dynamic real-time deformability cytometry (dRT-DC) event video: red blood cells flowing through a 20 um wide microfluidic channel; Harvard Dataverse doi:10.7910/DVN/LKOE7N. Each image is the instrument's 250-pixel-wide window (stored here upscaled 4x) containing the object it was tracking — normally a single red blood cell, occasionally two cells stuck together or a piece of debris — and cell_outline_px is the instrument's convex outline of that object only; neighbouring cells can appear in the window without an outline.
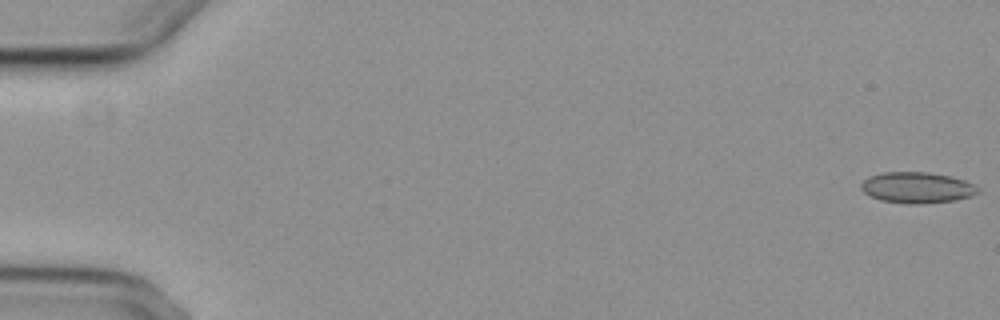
{"species": "common noctule bat (a hibernating species)", "species_latin": "Nyctalus noctula", "temperature_condition": "cold", "stored_images_in_passage": 7, "camera_frame_rate_fps": 3000, "um_per_image_px": 0.085, "animal": {"sex": "female", "body_mass_g": 29.2, "forearm_length_mm": 56.3}, "frame": {"image": 1, "passage_image": 1, "time_ms": 0.0, "image_size_px": [1000, 320], "cell_outline_px": [[980, 192], [956, 200], [920, 204], [908, 204], [880, 200], [864, 192], [860, 188], [860, 184], [868, 176], [884, 172], [928, 172], [952, 176], [964, 180], [972, 184]], "centroid_in_image_um": [77.91, 15.94], "position_along_channel_um": 7.1, "area_um2": 21.04}}
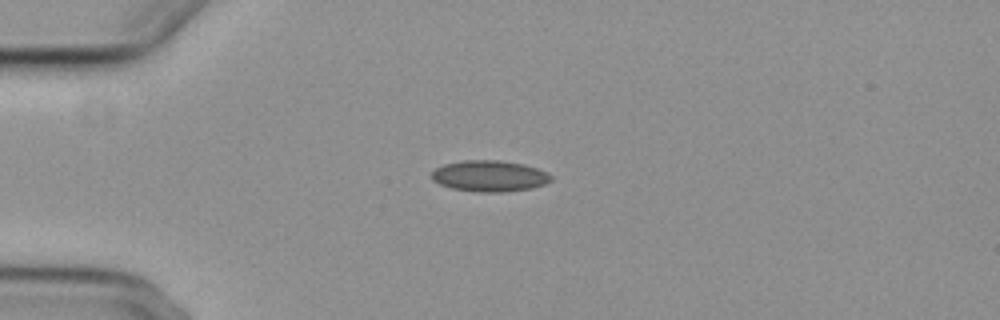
{"frame": {"image": 2, "passage_image": 5, "time_ms": 4.667, "image_size_px": [1000, 320], "cell_outline_px": [[552, 180], [544, 184], [532, 188], [504, 192], [476, 192], [452, 188], [440, 184], [432, 180], [432, 172], [436, 168], [444, 164], [464, 160], [500, 160], [524, 164], [548, 172], [552, 176]], "centroid_in_image_um": [41.62, 14.96], "position_along_channel_um": 43.4, "area_um2": 21.73}}
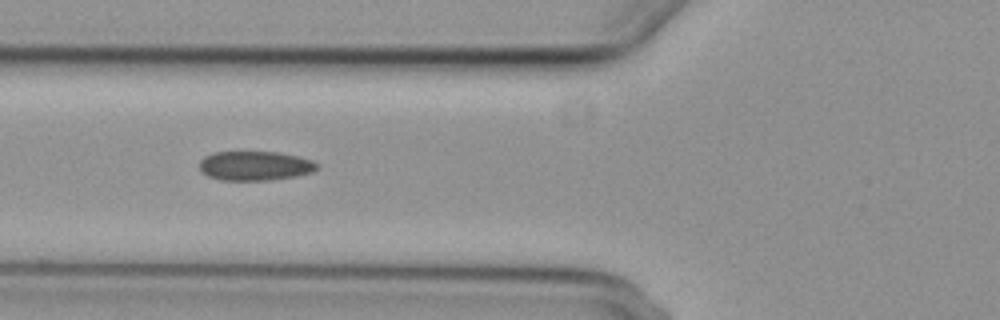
{"frame": {"image": 3, "passage_image": 7, "time_ms": 7.0, "image_size_px": [1000, 320], "cell_outline_px": [[320, 164], [312, 172], [296, 176], [268, 180], [220, 180], [208, 176], [200, 172], [200, 160], [204, 156], [212, 152], [276, 152], [296, 156], [312, 160]], "centroid_in_image_um": [21.64, 14.09], "position_along_channel_um": 104.2, "area_um2": 20.11}}